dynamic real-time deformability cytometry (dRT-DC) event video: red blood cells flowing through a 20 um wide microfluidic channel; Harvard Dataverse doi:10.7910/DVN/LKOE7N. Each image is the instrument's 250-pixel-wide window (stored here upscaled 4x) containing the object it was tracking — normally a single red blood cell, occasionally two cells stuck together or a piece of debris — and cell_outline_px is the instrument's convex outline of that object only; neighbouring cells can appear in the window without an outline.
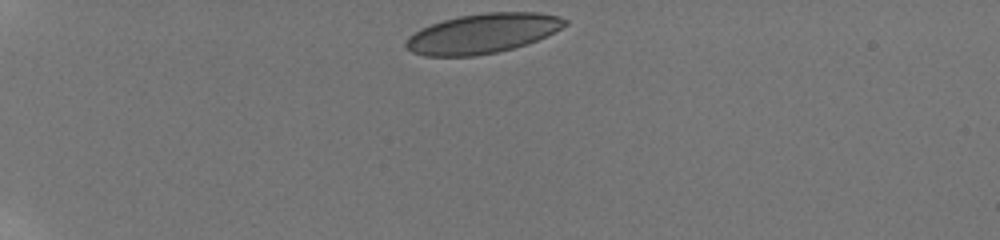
{"species": "human", "species_latin": "Homo sapiens", "temperature_condition": "room temperature", "stored_images_in_passage": 42, "camera_frame_rate_fps": 3000, "um_per_image_px": 0.085, "donor": {"sex": "male"}, "frame": {"image": 1, "passage_image": 1, "time_ms": 0.0, "image_size_px": [1000, 240], "cell_outline_px": [[568, 24], [536, 40], [512, 48], [496, 52], [476, 56], [424, 56], [412, 52], [404, 44], [408, 36], [420, 28], [444, 20], [460, 16], [484, 12], [540, 12], [560, 16], [568, 20]], "centroid_in_image_um": [41.0, 2.83], "position_along_channel_um": 44.0, "area_um2": 36.59}}
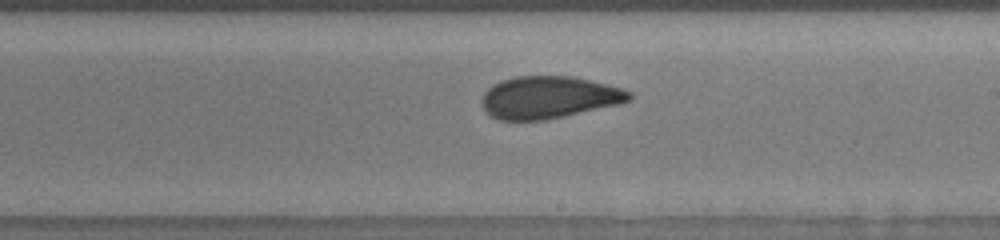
{"frame": {"image": 2, "passage_image": 22, "time_ms": 7.0, "image_size_px": [1000, 240], "cell_outline_px": [[632, 96], [628, 100], [620, 104], [564, 116], [544, 120], [500, 120], [492, 116], [484, 108], [480, 100], [484, 92], [492, 84], [500, 80], [516, 76], [572, 76], [620, 88], [632, 92]], "centroid_in_image_um": [46.61, 8.27], "position_along_channel_um": 242.4, "area_um2": 36.13}}
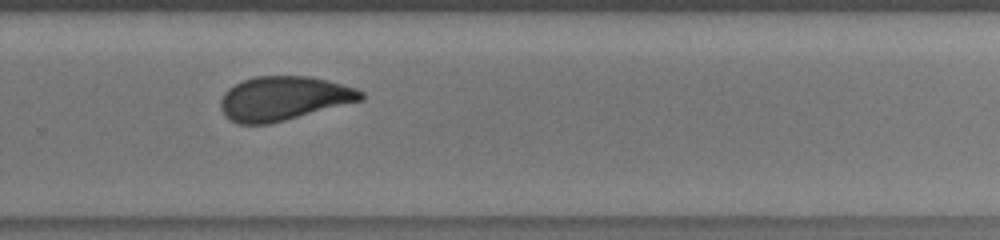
{"frame": {"image": 3, "passage_image": 27, "time_ms": 8.667, "image_size_px": [1000, 240], "cell_outline_px": [[364, 100], [268, 124], [240, 124], [224, 116], [220, 108], [220, 100], [224, 92], [228, 88], [244, 80], [256, 76], [312, 76], [328, 80], [356, 88], [364, 92]], "centroid_in_image_um": [24.12, 8.36], "position_along_channel_um": 305.7, "area_um2": 36.07}, "authors_computed_cell_mechanics": {"area_um2": 36.3851, "velocity_mm_per_s": 3.8036, "shape_relaxation_time_tau1_ms": 10.9792, "shape_relaxation_time_tau2_ms": 1.0788, "deformation_change_tau1": 0.2161, "deformation_change_tau2": 0.0767}}